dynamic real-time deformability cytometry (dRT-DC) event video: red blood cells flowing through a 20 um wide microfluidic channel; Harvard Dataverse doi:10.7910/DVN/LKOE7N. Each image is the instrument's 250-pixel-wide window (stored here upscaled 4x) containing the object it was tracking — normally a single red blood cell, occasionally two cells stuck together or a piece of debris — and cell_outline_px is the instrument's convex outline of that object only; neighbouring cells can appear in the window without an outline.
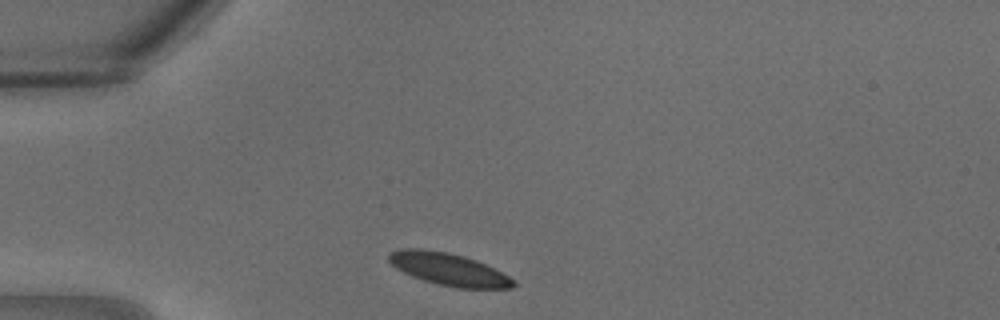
{"species": "common noctule bat (a hibernating species)", "species_latin": "Nyctalus noctula", "temperature_condition": "warm", "stored_images_in_passage": 24, "camera_frame_rate_fps": 3000, "um_per_image_px": 0.085, "animal": {"sex": "male", "body_mass_g": 18.8}, "frame": {"image": 1, "passage_image": 1, "time_ms": 0.0, "image_size_px": [1000, 320], "cell_outline_px": [[516, 284], [512, 288], [460, 288], [440, 284], [424, 280], [412, 276], [396, 268], [388, 260], [388, 256], [392, 252], [404, 248], [420, 248], [448, 252], [464, 256], [476, 260], [516, 280]], "centroid_in_image_um": [38.14, 22.88], "position_along_channel_um": 46.9, "area_um2": 23.18}}
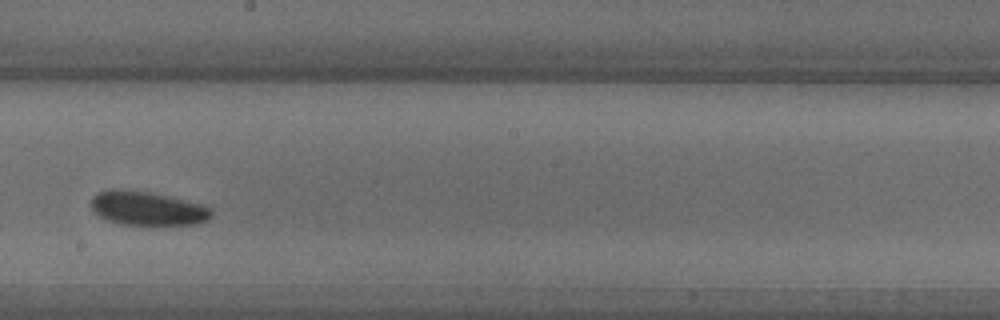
{"frame": {"image": 2, "passage_image": 11, "time_ms": 3.333, "image_size_px": [1000, 320], "cell_outline_px": [[212, 216], [208, 220], [196, 224], [124, 224], [108, 220], [100, 216], [92, 208], [92, 196], [96, 192], [148, 192], [204, 204], [212, 208]], "centroid_in_image_um": [12.63, 17.75], "position_along_channel_um": 235.6, "area_um2": 22.83}}
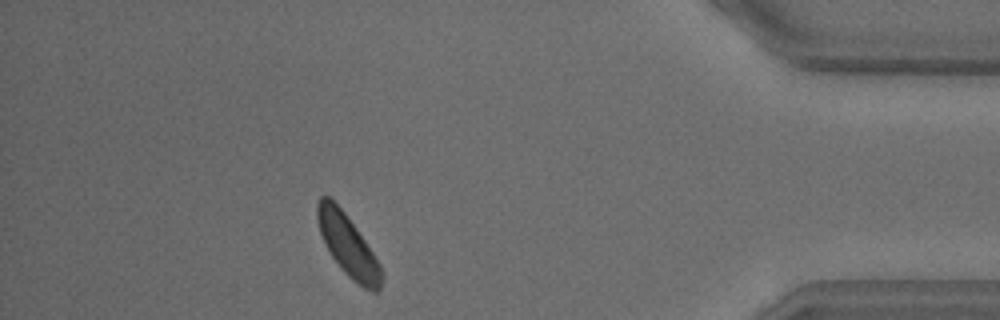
{"frame": {"image": 3, "passage_image": 21, "time_ms": 6.667, "image_size_px": [1000, 320], "cell_outline_px": [[384, 276], [380, 288], [376, 292], [372, 292], [364, 288], [352, 280], [344, 272], [332, 256], [324, 244], [316, 220], [316, 204], [320, 196], [328, 196], [344, 212], [356, 228], [380, 264]], "centroid_in_image_um": [29.56, 20.88], "position_along_channel_um": 405.6, "area_um2": 22.83}}